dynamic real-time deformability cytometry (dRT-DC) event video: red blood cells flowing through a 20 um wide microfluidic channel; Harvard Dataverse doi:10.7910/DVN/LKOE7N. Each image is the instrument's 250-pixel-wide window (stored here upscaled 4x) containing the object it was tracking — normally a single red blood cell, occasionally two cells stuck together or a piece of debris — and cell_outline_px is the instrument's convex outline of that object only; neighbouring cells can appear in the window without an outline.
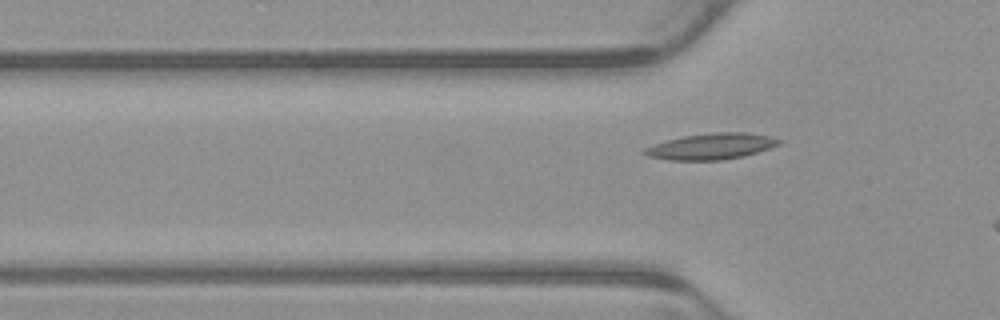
{"species": "common noctule bat (a hibernating species)", "species_latin": "Nyctalus noctula", "temperature_condition": "warm", "stored_images_in_passage": 7, "camera_frame_rate_fps": 3000, "um_per_image_px": 0.085, "animal": {"sex": "male", "body_mass_g": 23.1, "forearm_length_mm": 52.7}, "frame": {"image": 1, "passage_image": 7, "time_ms": 2.0, "image_size_px": [1000, 320], "cell_outline_px": [[780, 144], [744, 156], [720, 160], [672, 160], [648, 156], [640, 152], [644, 148], [668, 140], [684, 136], [716, 132], [744, 132], [768, 136], [780, 140]], "centroid_in_image_um": [60.43, 12.44], "position_along_channel_um": 65.4, "area_um2": 20.06}}